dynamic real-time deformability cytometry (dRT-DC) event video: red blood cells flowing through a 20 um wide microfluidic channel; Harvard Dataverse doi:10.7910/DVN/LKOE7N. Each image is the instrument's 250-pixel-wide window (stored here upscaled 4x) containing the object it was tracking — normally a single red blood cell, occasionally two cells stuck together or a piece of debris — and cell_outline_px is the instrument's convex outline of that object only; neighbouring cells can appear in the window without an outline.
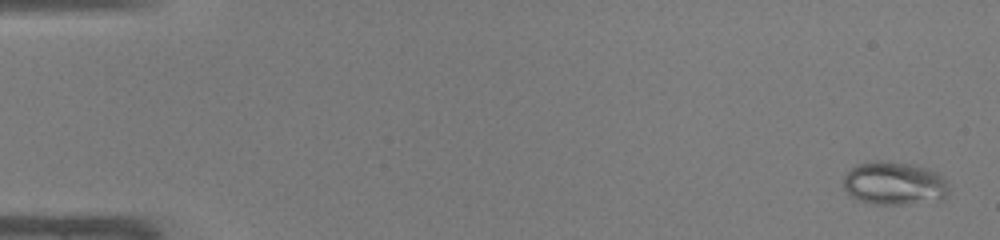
{"species": "common noctule bat (a hibernating species)", "species_latin": "Nyctalus noctula", "temperature_condition": "warm", "stored_images_in_passage": 48, "camera_frame_rate_fps": 3000, "um_per_image_px": 0.085, "animal": {"sex": "male", "body_mass_g": 19.0, "forearm_length_mm": 50.8}, "frame": {"image": 1, "passage_image": 2, "time_ms": 0.333, "image_size_px": [1000, 240], "cell_outline_px": [[948, 188], [944, 200], [900, 204], [872, 204], [848, 196], [844, 188], [844, 176], [856, 164], [876, 160], [884, 160], [912, 164], [928, 168], [936, 172], [948, 184]], "centroid_in_image_um": [75.99, 15.58], "position_along_channel_um": 9.0, "area_um2": 26.7}}
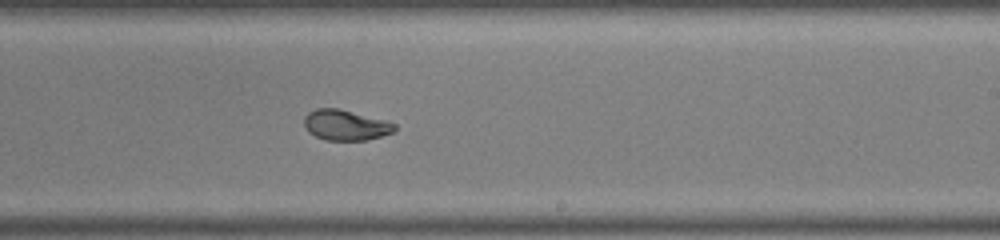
{"frame": {"image": 2, "passage_image": 30, "time_ms": 9.667, "image_size_px": [1000, 240], "cell_outline_px": [[396, 128], [392, 132], [380, 136], [364, 140], [324, 140], [308, 132], [304, 124], [304, 116], [308, 112], [316, 108], [340, 108], [388, 120], [396, 124]], "centroid_in_image_um": [29.37, 10.61], "position_along_channel_um": 259.6, "area_um2": 16.24}}
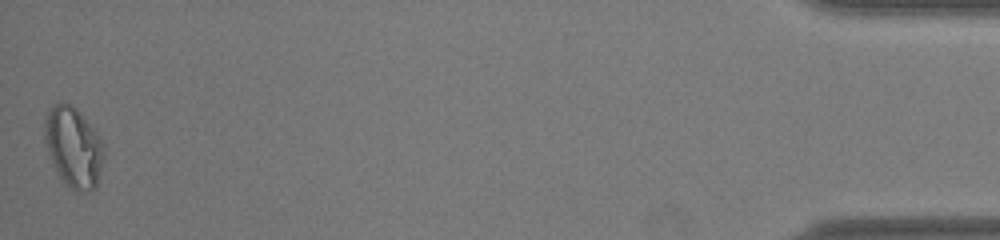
{"frame": {"image": 3, "passage_image": 48, "time_ms": 15.667, "image_size_px": [1000, 240], "cell_outline_px": [[104, 156], [96, 188], [88, 192], [72, 188], [60, 176], [48, 152], [44, 140], [44, 120], [48, 108], [52, 104], [60, 100], [72, 104], [80, 112], [96, 132], [104, 148]], "centroid_in_image_um": [6.23, 12.43], "position_along_channel_um": 429.0, "area_um2": 27.57}, "authors_computed_cell_mechanics": {"area_um2": 19.2474, "velocity_mm_per_s": 4.2848, "shape_relaxation_time_tau1_ms": 11.1662, "shape_relaxation_time_tau2_ms": 0.9585, "deformation_change_tau1": 0.2852, "deformation_change_tau2": 0.0343}}